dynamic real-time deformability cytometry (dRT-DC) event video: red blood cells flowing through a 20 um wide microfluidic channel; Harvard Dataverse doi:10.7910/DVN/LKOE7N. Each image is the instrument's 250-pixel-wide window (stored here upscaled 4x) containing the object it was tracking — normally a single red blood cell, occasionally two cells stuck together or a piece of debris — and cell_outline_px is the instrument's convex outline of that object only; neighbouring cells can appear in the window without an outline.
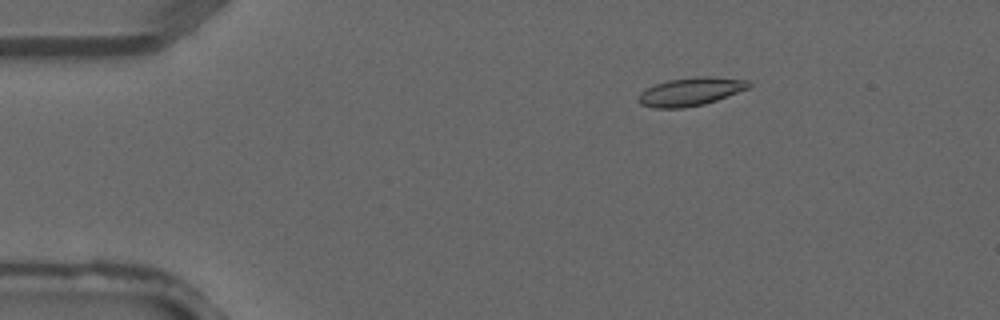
{"species": "common noctule bat (a hibernating species)", "species_latin": "Nyctalus noctula", "temperature_condition": "warm", "stored_images_in_passage": 4, "segment_of_instrument_passage": [1, 2], "camera_frame_rate_fps": 3000, "um_per_image_px": 0.085, "animal": {"sex": "male", "forearm_length_mm": 52.5}, "frame": {"image": 1, "passage_image": 2, "time_ms": 0.333, "image_size_px": [1000, 320], "cell_outline_px": [[752, 84], [748, 88], [716, 100], [704, 104], [684, 108], [652, 108], [640, 104], [636, 100], [640, 92], [656, 84], [668, 80], [696, 76], [708, 76], [748, 80]], "centroid_in_image_um": [58.67, 7.79], "position_along_channel_um": 26.3, "area_um2": 18.15}}